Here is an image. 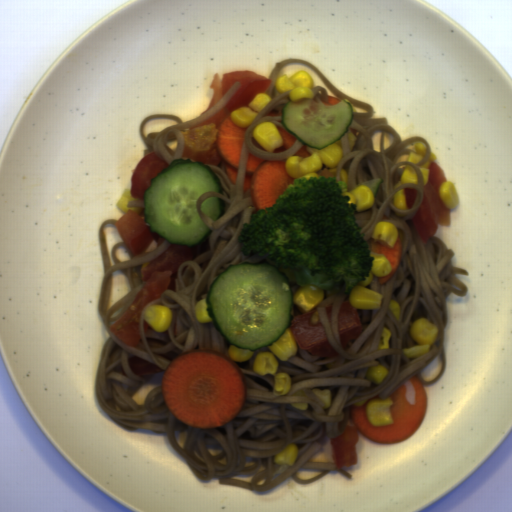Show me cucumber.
Returning <instances> with one entry per match:
<instances>
[{
	"label": "cucumber",
	"instance_id": "1",
	"mask_svg": "<svg viewBox=\"0 0 512 512\" xmlns=\"http://www.w3.org/2000/svg\"><path fill=\"white\" fill-rule=\"evenodd\" d=\"M205 304L215 330L252 352L273 346L294 320L290 277L265 258L228 266L210 284Z\"/></svg>",
	"mask_w": 512,
	"mask_h": 512
},
{
	"label": "cucumber",
	"instance_id": "3",
	"mask_svg": "<svg viewBox=\"0 0 512 512\" xmlns=\"http://www.w3.org/2000/svg\"><path fill=\"white\" fill-rule=\"evenodd\" d=\"M354 120V106L340 100L324 104L319 96L289 99L281 109V124L302 145L321 150L342 139Z\"/></svg>",
	"mask_w": 512,
	"mask_h": 512
},
{
	"label": "cucumber",
	"instance_id": "5",
	"mask_svg": "<svg viewBox=\"0 0 512 512\" xmlns=\"http://www.w3.org/2000/svg\"><path fill=\"white\" fill-rule=\"evenodd\" d=\"M384 179L383 178H379V179H372V180H368V181H363L359 186H367L368 188H370L374 194V198H376L377 194H378V191H379V188H380V185L381 183H384Z\"/></svg>",
	"mask_w": 512,
	"mask_h": 512
},
{
	"label": "cucumber",
	"instance_id": "2",
	"mask_svg": "<svg viewBox=\"0 0 512 512\" xmlns=\"http://www.w3.org/2000/svg\"><path fill=\"white\" fill-rule=\"evenodd\" d=\"M144 191V219L150 233L170 244L192 249L208 239L212 231L198 213L197 202L207 192L224 195L212 167L202 161L173 159Z\"/></svg>",
	"mask_w": 512,
	"mask_h": 512
},
{
	"label": "cucumber",
	"instance_id": "4",
	"mask_svg": "<svg viewBox=\"0 0 512 512\" xmlns=\"http://www.w3.org/2000/svg\"><path fill=\"white\" fill-rule=\"evenodd\" d=\"M225 210V202L220 197H208L200 204V211L212 221H217Z\"/></svg>",
	"mask_w": 512,
	"mask_h": 512
}]
</instances>
